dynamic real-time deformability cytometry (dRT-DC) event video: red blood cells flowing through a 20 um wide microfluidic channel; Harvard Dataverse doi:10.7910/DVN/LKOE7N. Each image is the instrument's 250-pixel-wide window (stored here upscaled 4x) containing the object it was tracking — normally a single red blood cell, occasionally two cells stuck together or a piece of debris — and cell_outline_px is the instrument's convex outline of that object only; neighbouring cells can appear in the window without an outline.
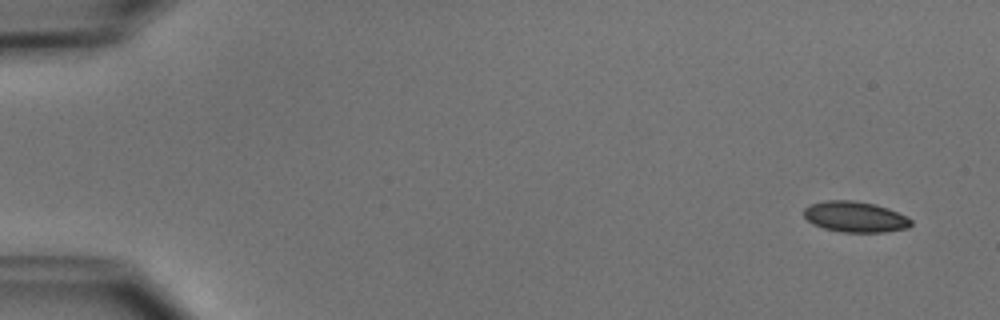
{"species": "common noctule bat (a hibernating species)", "species_latin": "Nyctalus noctula", "temperature_condition": "cold", "stored_images_in_passage": 4, "camera_frame_rate_fps": 3000, "um_per_image_px": 0.085, "animal": {"sex": "male", "body_mass_g": 15.6}, "frame": {"image": 1, "passage_image": 1, "time_ms": 0.0, "image_size_px": [1000, 320], "cell_outline_px": [[912, 224], [908, 228], [884, 232], [840, 232], [824, 228], [808, 220], [804, 216], [804, 208], [808, 204], [824, 200], [852, 200], [876, 204], [888, 208], [908, 216], [912, 220]], "centroid_in_image_um": [72.71, 18.42], "position_along_channel_um": 12.3, "area_um2": 19.36}}
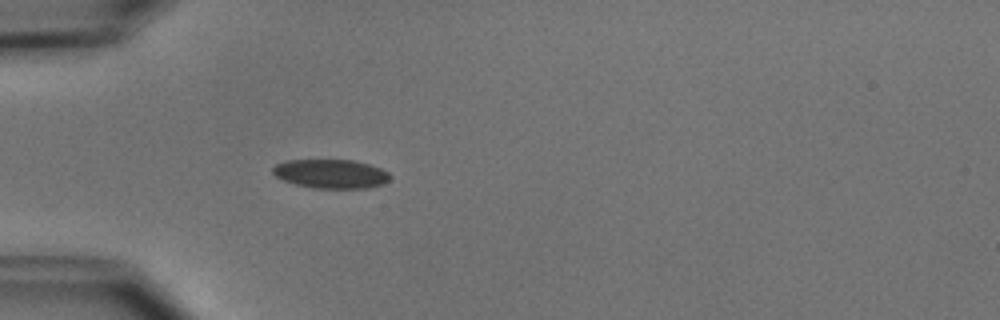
{"frame": {"image": 2, "passage_image": 4, "time_ms": 4.333, "image_size_px": [1000, 320], "cell_outline_px": [[392, 176], [384, 184], [368, 188], [312, 188], [296, 184], [284, 180], [276, 176], [272, 172], [272, 168], [276, 164], [284, 160], [352, 160], [368, 164], [380, 168], [388, 172]], "centroid_in_image_um": [28.13, 14.77], "position_along_channel_um": 56.9, "area_um2": 19.83}}